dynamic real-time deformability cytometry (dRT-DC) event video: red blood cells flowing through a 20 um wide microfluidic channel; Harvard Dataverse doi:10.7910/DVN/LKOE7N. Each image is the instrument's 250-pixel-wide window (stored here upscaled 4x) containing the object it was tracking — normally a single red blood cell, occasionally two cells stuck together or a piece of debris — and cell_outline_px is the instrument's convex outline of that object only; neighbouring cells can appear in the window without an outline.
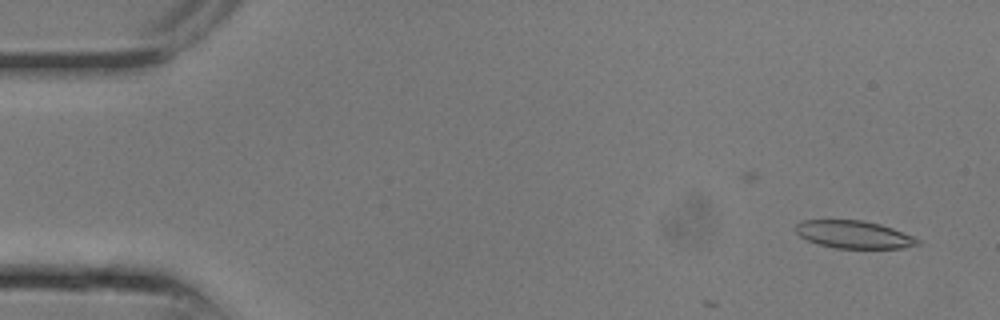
{"species": "common noctule bat (a hibernating species)", "species_latin": "Nyctalus noctula", "temperature_condition": "room temperature", "stored_images_in_passage": 5, "camera_frame_rate_fps": 3000, "um_per_image_px": 0.085, "animal": {"sex": "male", "body_mass_g": 13.3}, "frame": {"image": 1, "passage_image": 2, "time_ms": 0.333, "image_size_px": [1000, 320], "cell_outline_px": [[920, 244], [904, 248], [836, 248], [816, 244], [800, 236], [796, 232], [796, 224], [800, 220], [860, 220], [880, 224], [892, 228], [912, 236], [920, 240]], "centroid_in_image_um": [72.56, 19.93], "position_along_channel_um": 12.4, "area_um2": 19.59}}